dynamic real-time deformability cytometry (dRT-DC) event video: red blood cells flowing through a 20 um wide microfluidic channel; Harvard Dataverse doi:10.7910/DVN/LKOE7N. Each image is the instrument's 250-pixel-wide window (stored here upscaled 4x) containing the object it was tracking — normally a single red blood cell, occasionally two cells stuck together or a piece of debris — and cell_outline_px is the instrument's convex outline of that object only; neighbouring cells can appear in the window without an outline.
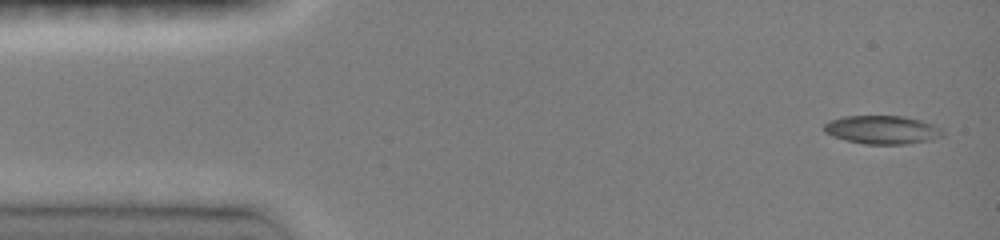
{"species": "common noctule bat (a hibernating species)", "species_latin": "Nyctalus noctula", "temperature_condition": "room temperature", "stored_images_in_passage": 31, "camera_frame_rate_fps": 3000, "um_per_image_px": 0.085, "animal": {"sex": "female", "body_mass_g": 19.0, "forearm_length_mm": 51.5}, "frame": {"image": 1, "passage_image": 1, "time_ms": 0.0, "image_size_px": [1000, 240], "cell_outline_px": [[944, 136], [932, 140], [908, 144], [864, 144], [832, 136], [824, 132], [824, 124], [828, 120], [844, 116], [904, 116], [920, 120], [932, 124], [940, 128], [944, 132]], "centroid_in_image_um": [75.0, 11.03], "position_along_channel_um": 10.0, "area_um2": 19.77}}
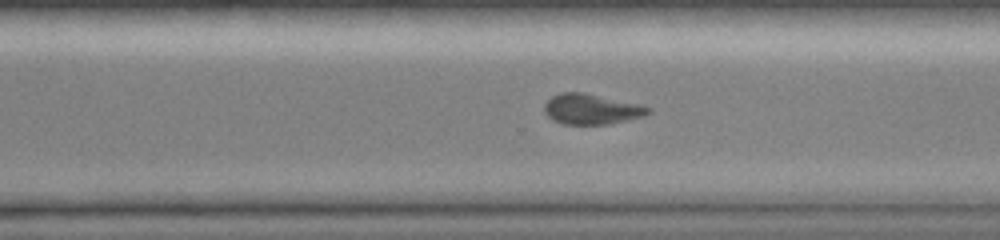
{"frame": {"image": 2, "passage_image": 21, "time_ms": 10.333, "image_size_px": [1000, 240], "cell_outline_px": [[652, 112], [644, 116], [608, 124], [560, 124], [552, 120], [544, 112], [544, 104], [552, 96], [560, 92], [584, 92], [640, 104], [652, 108]], "centroid_in_image_um": [50.27, 9.27], "position_along_channel_um": 320.3, "area_um2": 18.55}}
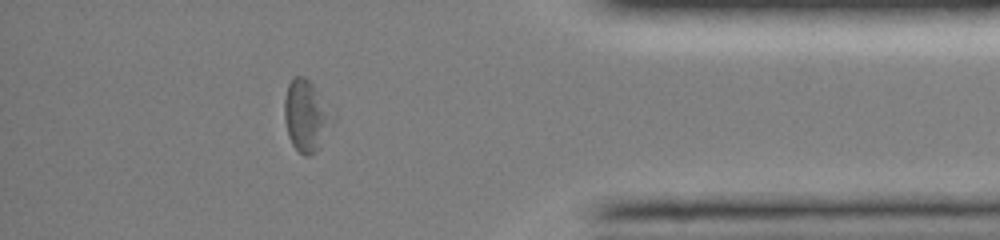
{"frame": {"image": 3, "passage_image": 28, "time_ms": 13.0, "image_size_px": [1000, 240], "cell_outline_px": [[336, 120], [316, 152], [308, 156], [304, 156], [292, 144], [288, 136], [284, 116], [284, 100], [288, 84], [292, 76], [304, 76], [312, 84], [336, 116]], "centroid_in_image_um": [26.05, 9.85], "position_along_channel_um": 409.2, "area_um2": 20.23}}